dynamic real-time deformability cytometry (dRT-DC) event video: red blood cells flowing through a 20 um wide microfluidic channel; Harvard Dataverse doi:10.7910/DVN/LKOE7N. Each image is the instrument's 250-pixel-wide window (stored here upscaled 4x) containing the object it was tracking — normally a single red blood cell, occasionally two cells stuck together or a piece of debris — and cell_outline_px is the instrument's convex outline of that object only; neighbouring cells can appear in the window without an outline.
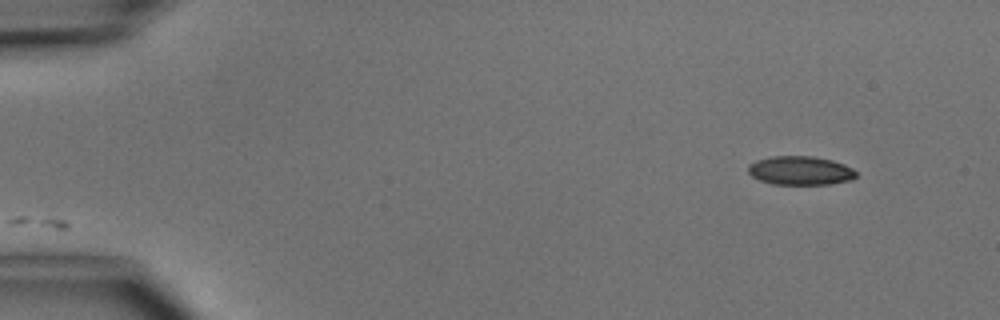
{"species": "common noctule bat (a hibernating species)", "species_latin": "Nyctalus noctula", "temperature_condition": "cold", "stored_images_in_passage": 2, "camera_frame_rate_fps": 3000, "um_per_image_px": 0.085, "animal": {"sex": "male", "body_mass_g": 15.6}, "frame": {"image": 1, "passage_image": 2, "time_ms": 1.0, "image_size_px": [1000, 320], "cell_outline_px": [[856, 176], [852, 180], [828, 184], [772, 184], [760, 180], [752, 176], [748, 172], [748, 164], [756, 160], [772, 156], [812, 156], [832, 160], [844, 164], [852, 168], [856, 172]], "centroid_in_image_um": [68.02, 14.49], "position_along_channel_um": 17.0, "area_um2": 18.15}}